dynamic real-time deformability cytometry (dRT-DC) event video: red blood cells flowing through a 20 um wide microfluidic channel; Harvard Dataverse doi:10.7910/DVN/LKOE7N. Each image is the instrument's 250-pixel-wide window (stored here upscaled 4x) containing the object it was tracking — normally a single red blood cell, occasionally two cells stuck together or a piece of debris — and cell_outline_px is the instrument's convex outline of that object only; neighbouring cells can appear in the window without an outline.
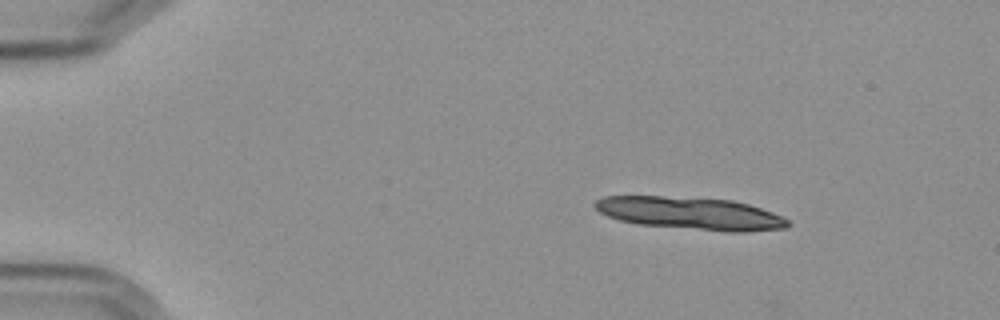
{"species": "Egyptian fruit bat (a non-hibernating species)", "species_latin": "Rousettus aegyptiacus", "temperature_condition": "cold", "stored_images_in_passage": 3, "camera_frame_rate_fps": 3000, "um_per_image_px": 0.085, "frame": {"image": 1, "passage_image": 1, "time_ms": 0.0, "image_size_px": [1000, 320], "cell_outline_px": [[792, 224], [788, 228], [744, 232], [724, 232], [636, 224], [620, 220], [608, 216], [600, 212], [592, 204], [596, 200], [604, 196], [664, 196], [732, 200], [748, 204], [772, 212], [788, 220]], "centroid_in_image_um": [58.7, 18.14], "position_along_channel_um": 26.3, "area_um2": 36.76}}